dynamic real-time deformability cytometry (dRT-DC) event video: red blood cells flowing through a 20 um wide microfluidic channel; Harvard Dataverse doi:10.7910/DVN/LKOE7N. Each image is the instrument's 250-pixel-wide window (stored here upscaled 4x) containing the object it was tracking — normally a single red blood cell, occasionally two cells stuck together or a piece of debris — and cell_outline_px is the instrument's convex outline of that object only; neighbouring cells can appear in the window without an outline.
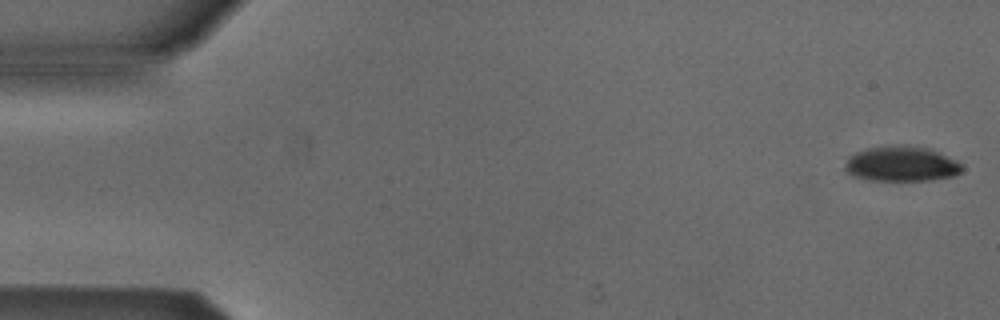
{"species": "Egyptian fruit bat (a non-hibernating species)", "species_latin": "Rousettus aegyptiacus", "temperature_condition": "cold", "stored_images_in_passage": 5, "camera_frame_rate_fps": 3000, "um_per_image_px": 0.085, "animal": {"sex": "male"}, "frame": {"image": 1, "passage_image": 1, "time_ms": 0.0, "image_size_px": [1000, 320], "cell_outline_px": [[964, 168], [956, 176], [932, 180], [868, 180], [852, 176], [844, 168], [848, 160], [856, 152], [868, 148], [924, 148], [936, 152], [956, 160], [964, 164]], "centroid_in_image_um": [76.67, 14.0], "position_along_channel_um": 8.3, "area_um2": 23.0}}
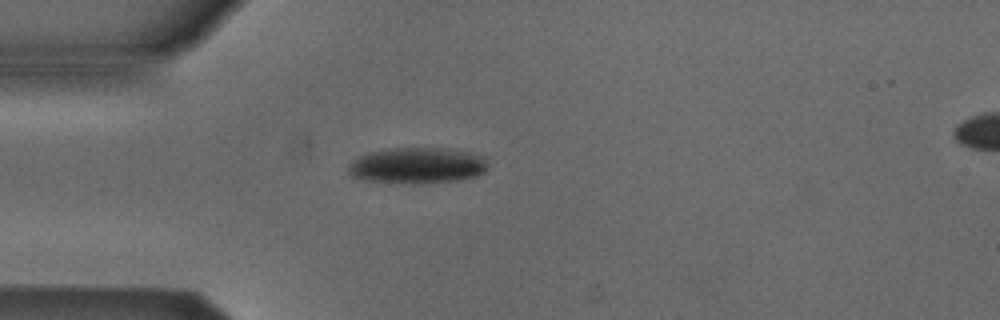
{"frame": {"image": 2, "passage_image": 4, "time_ms": 1.0, "image_size_px": [1000, 320], "cell_outline_px": [[488, 168], [484, 172], [476, 176], [460, 180], [412, 184], [364, 180], [352, 176], [348, 172], [348, 164], [360, 156], [368, 152], [396, 148], [448, 148], [468, 152], [480, 156], [488, 164]], "centroid_in_image_um": [35.46, 14.08], "position_along_channel_um": 49.5, "area_um2": 29.25}}